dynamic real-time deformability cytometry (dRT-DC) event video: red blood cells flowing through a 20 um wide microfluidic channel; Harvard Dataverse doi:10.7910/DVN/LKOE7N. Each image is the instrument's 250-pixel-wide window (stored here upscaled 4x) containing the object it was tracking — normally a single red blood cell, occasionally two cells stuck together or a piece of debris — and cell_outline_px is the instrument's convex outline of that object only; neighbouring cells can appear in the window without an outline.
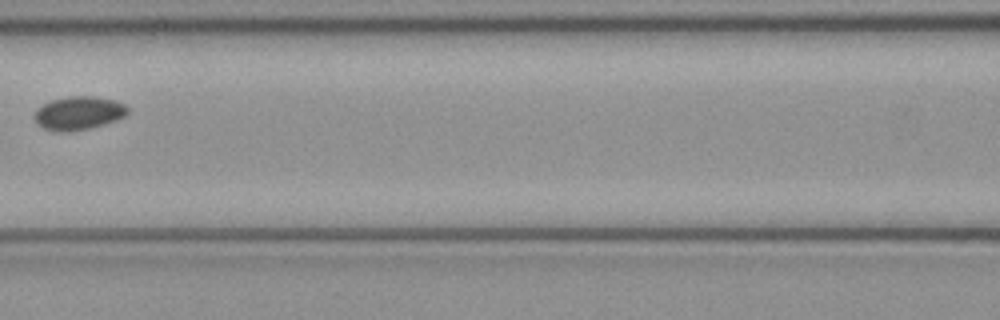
{"species": "common noctule bat (a hibernating species)", "species_latin": "Nyctalus noctula", "temperature_condition": "cold", "stored_images_in_passage": 5, "camera_frame_rate_fps": 3000, "um_per_image_px": 0.085, "animal": {"sex": "female", "body_mass_g": 21.9}, "frame": {"image": 1, "passage_image": 5, "time_ms": 1.333, "image_size_px": [1000, 320], "cell_outline_px": [[128, 112], [124, 116], [116, 120], [104, 124], [72, 132], [56, 132], [44, 128], [36, 124], [32, 116], [36, 108], [52, 100], [72, 96], [92, 96], [112, 100], [124, 104], [128, 108]], "centroid_in_image_um": [6.62, 9.63], "position_along_channel_um": 160.0, "area_um2": 18.21}}